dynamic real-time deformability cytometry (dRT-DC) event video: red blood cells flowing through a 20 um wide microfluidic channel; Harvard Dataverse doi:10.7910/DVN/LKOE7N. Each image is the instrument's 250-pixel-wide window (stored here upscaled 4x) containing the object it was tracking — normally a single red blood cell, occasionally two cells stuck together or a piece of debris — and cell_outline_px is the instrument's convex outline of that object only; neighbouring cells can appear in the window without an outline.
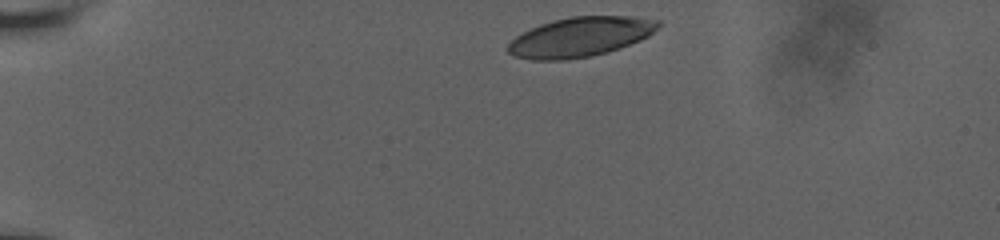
{"species": "human", "species_latin": "Homo sapiens", "temperature_condition": "room temperature", "stored_images_in_passage": 41, "camera_frame_rate_fps": 3000, "um_per_image_px": 0.085, "donor": {"sex": "male"}, "frame": {"image": 1, "passage_image": 1, "time_ms": 0.0, "image_size_px": [1000, 240], "cell_outline_px": [[660, 24], [648, 36], [640, 40], [608, 52], [592, 56], [564, 60], [532, 60], [512, 56], [504, 48], [516, 36], [540, 24], [552, 20], [572, 16], [632, 16], [660, 20]], "centroid_in_image_um": [49.29, 3.14], "position_along_channel_um": 35.7, "area_um2": 34.74}}
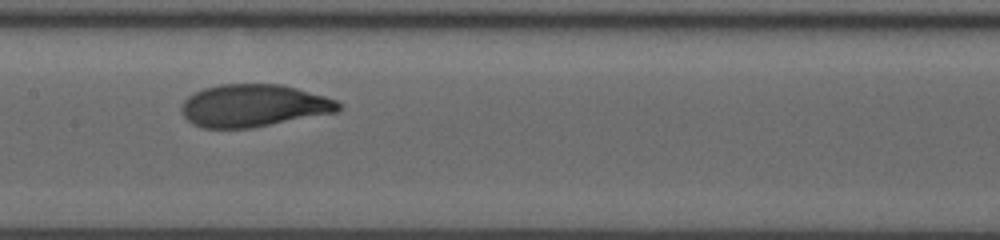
{"frame": {"image": 2, "passage_image": 24, "time_ms": 6.0, "image_size_px": [1000, 240], "cell_outline_px": [[344, 104], [336, 112], [252, 128], [204, 128], [192, 124], [184, 116], [180, 108], [184, 100], [188, 96], [204, 88], [220, 84], [284, 84], [324, 96], [336, 100]], "centroid_in_image_um": [21.55, 8.98], "position_along_channel_um": 185.8, "area_um2": 38.9}}
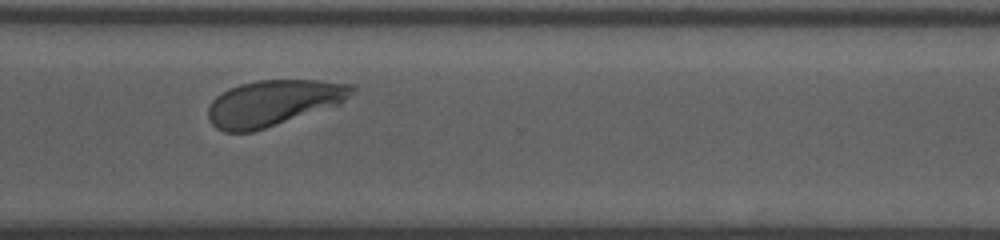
{"frame": {"image": 3, "passage_image": 40, "time_ms": 10.333, "image_size_px": [1000, 240], "cell_outline_px": [[356, 88], [340, 104], [252, 132], [224, 132], [216, 128], [208, 120], [208, 104], [216, 96], [228, 88], [240, 84], [256, 80], [320, 80], [356, 84]], "centroid_in_image_um": [23.21, 8.74], "position_along_channel_um": 347.4, "area_um2": 38.49}}